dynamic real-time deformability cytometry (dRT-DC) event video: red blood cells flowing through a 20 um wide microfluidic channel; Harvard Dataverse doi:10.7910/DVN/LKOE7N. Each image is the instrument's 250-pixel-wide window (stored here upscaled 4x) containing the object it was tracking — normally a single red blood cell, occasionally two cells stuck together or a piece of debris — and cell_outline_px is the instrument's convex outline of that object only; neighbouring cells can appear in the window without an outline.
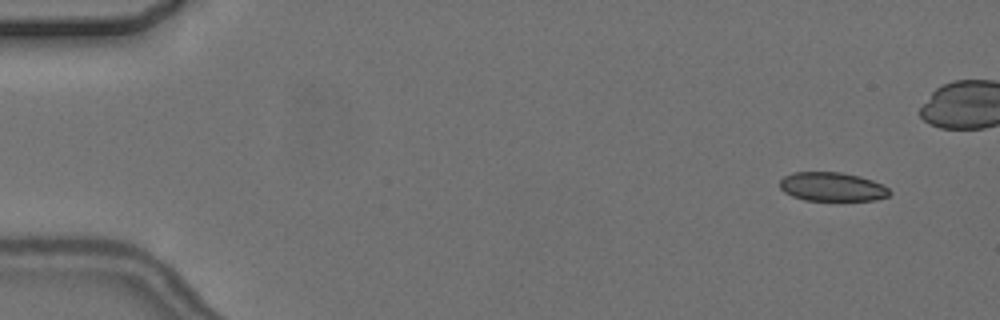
{"species": "common noctule bat (a hibernating species)", "species_latin": "Nyctalus noctula", "temperature_condition": "cold", "stored_images_in_passage": 5, "segment_of_instrument_passage": [1, 2], "camera_frame_rate_fps": 3000, "um_per_image_px": 0.085, "animal": {"sex": "female", "body_mass_g": 24.6, "forearm_length_mm": 56.2}, "frame": {"image": 1, "passage_image": 1, "time_ms": 0.0, "image_size_px": [1000, 320], "cell_outline_px": [[892, 192], [888, 196], [876, 200], [804, 200], [792, 196], [784, 192], [780, 188], [780, 180], [784, 176], [792, 172], [840, 172], [860, 176], [872, 180], [888, 188]], "centroid_in_image_um": [70.72, 15.87], "position_along_channel_um": 14.3, "area_um2": 18.5}}